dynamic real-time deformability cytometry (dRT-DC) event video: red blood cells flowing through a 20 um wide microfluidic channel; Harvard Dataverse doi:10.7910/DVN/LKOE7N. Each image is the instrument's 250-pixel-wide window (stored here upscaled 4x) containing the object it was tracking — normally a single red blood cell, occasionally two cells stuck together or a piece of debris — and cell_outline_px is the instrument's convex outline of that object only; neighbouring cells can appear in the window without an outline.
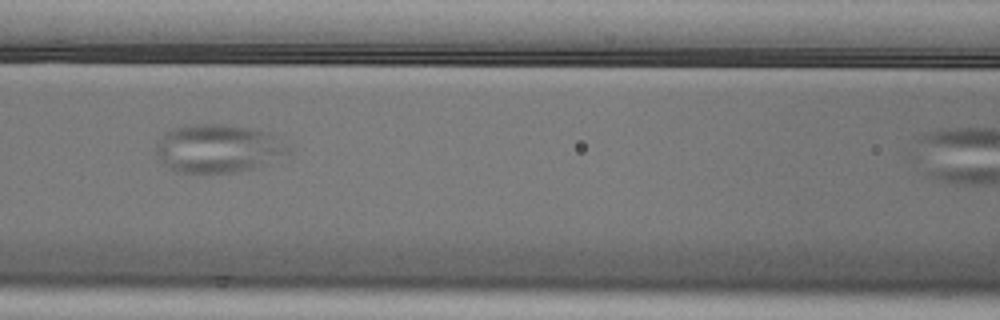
{"species": "Egyptian fruit bat (a non-hibernating species)", "species_latin": "Rousettus aegyptiacus", "temperature_condition": "cold", "stored_images_in_passage": 6, "camera_frame_rate_fps": 3000, "um_per_image_px": 0.085, "animal": {"sex": "male"}, "frame": {"image": 1, "passage_image": 5, "time_ms": 1.333, "image_size_px": [1000, 320], "cell_outline_px": [[292, 148], [288, 152], [260, 168], [236, 172], [176, 172], [168, 168], [164, 164], [156, 152], [156, 144], [172, 128], [184, 124], [224, 124], [252, 128], [268, 132]], "centroid_in_image_um": [18.56, 12.62], "position_along_channel_um": 148.0, "area_um2": 37.22}}